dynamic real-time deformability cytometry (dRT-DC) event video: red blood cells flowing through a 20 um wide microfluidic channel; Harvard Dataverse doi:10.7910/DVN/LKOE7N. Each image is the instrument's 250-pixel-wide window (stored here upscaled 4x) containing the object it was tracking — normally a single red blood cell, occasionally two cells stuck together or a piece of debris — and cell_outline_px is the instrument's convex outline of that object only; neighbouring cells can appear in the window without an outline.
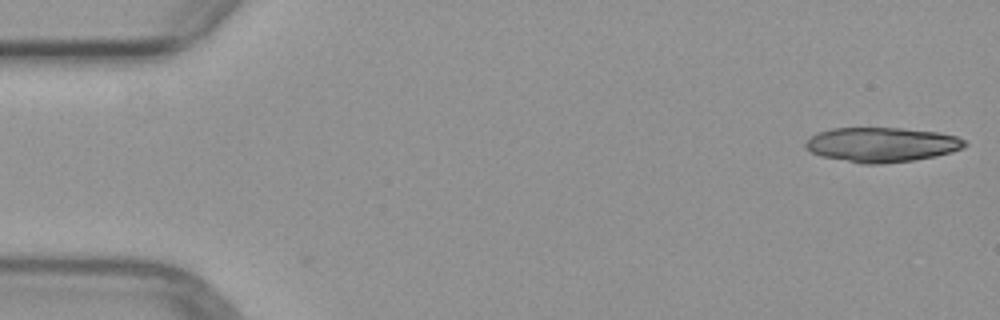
{"species": "common noctule bat (a hibernating species)", "species_latin": "Nyctalus noctula", "temperature_condition": "warm", "stored_images_in_passage": 4, "camera_frame_rate_fps": 3000, "um_per_image_px": 0.085, "animal": {"sex": "female", "body_mass_g": 29.2, "forearm_length_mm": 56.3}, "frame": {"image": 1, "passage_image": 1, "time_ms": 0.0, "image_size_px": [1000, 320], "cell_outline_px": [[968, 144], [964, 148], [952, 152], [936, 156], [912, 160], [880, 164], [860, 164], [820, 156], [804, 148], [804, 144], [816, 132], [832, 128], [900, 128], [936, 132], [956, 136], [964, 140]], "centroid_in_image_um": [74.92, 12.3], "position_along_channel_um": 10.1, "area_um2": 32.25}}